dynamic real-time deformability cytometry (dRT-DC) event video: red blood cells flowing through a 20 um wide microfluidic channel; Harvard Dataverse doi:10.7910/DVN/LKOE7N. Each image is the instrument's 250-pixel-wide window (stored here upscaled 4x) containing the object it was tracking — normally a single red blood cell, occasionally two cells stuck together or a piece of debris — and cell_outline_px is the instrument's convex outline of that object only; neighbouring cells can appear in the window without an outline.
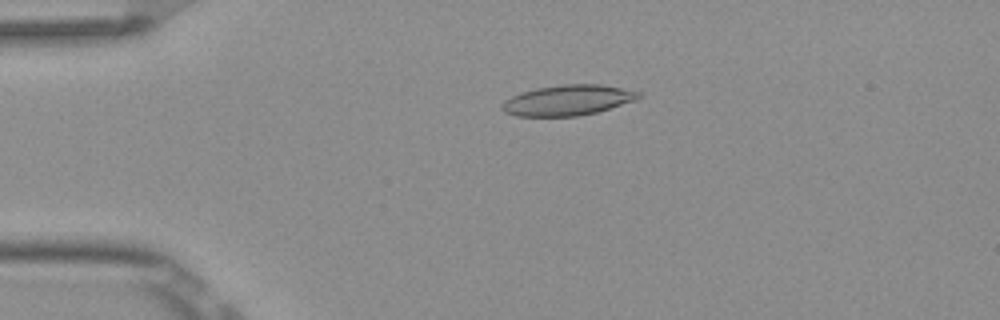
{"species": "Egyptian fruit bat (a non-hibernating species)", "species_latin": "Rousettus aegyptiacus", "temperature_condition": "room temperature", "stored_images_in_passage": 5, "camera_frame_rate_fps": 3000, "um_per_image_px": 0.085, "frame": {"image": 1, "passage_image": 4, "time_ms": 1.0, "image_size_px": [1000, 320], "cell_outline_px": [[640, 96], [636, 100], [596, 112], [580, 116], [516, 116], [504, 112], [500, 108], [500, 104], [504, 100], [520, 92], [536, 88], [564, 84], [600, 84], [640, 92]], "centroid_in_image_um": [48.2, 8.52], "position_along_channel_um": 36.8, "area_um2": 24.22}}